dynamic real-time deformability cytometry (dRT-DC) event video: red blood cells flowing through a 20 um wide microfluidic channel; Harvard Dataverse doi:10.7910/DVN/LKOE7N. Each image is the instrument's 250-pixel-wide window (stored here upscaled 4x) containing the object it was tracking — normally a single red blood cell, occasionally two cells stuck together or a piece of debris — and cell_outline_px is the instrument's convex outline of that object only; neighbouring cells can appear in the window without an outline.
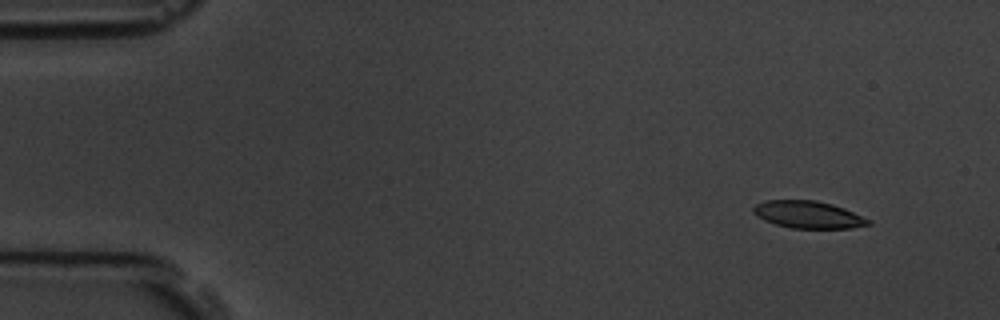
{"species": "common noctule bat (a hibernating species)", "species_latin": "Nyctalus noctula", "temperature_condition": "room temperature", "stored_images_in_passage": 5, "camera_frame_rate_fps": 3000, "um_per_image_px": 0.085, "animal": {"sex": "male", "body_mass_g": 19.5, "forearm_length_mm": 54.6}, "frame": {"image": 1, "passage_image": 1, "time_ms": 0.0, "image_size_px": [1000, 320], "cell_outline_px": [[872, 224], [852, 228], [792, 228], [776, 224], [764, 220], [752, 212], [752, 208], [756, 204], [764, 200], [816, 200], [832, 204], [844, 208], [872, 220]], "centroid_in_image_um": [68.71, 18.24], "position_along_channel_um": 16.3, "area_um2": 18.32}}
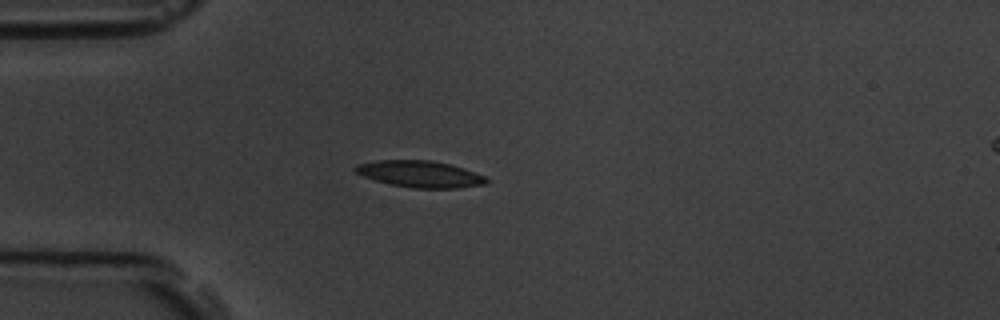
{"frame": {"image": 2, "passage_image": 4, "time_ms": 3.333, "image_size_px": [1000, 320], "cell_outline_px": [[488, 180], [484, 184], [456, 188], [412, 188], [392, 184], [376, 180], [364, 176], [356, 172], [352, 168], [356, 164], [380, 160], [432, 160], [464, 168], [484, 176]], "centroid_in_image_um": [35.68, 14.78], "position_along_channel_um": 49.3, "area_um2": 20.06}}